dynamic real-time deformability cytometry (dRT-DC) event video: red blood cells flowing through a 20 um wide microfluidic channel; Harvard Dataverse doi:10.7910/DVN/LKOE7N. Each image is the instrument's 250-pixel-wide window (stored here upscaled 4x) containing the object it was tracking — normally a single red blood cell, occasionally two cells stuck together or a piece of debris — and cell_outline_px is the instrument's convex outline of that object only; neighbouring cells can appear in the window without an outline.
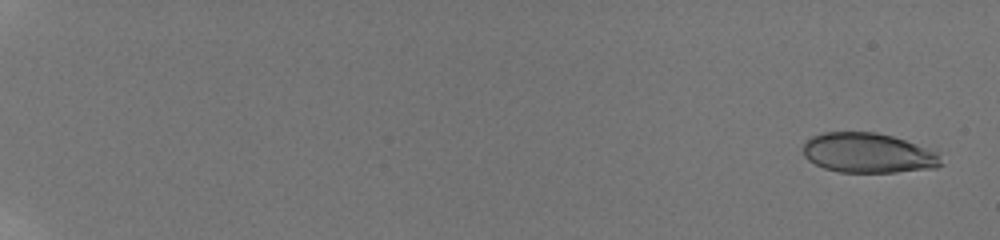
{"species": "human", "species_latin": "Homo sapiens", "temperature_condition": "room temperature", "stored_images_in_passage": 58, "camera_frame_rate_fps": 3000, "um_per_image_px": 0.085, "donor": {"sex": "male"}, "frame": {"image": 1, "passage_image": 3, "time_ms": 0.667, "image_size_px": [1000, 240], "cell_outline_px": [[940, 164], [920, 168], [892, 172], [840, 172], [824, 168], [816, 164], [804, 152], [804, 144], [808, 140], [816, 136], [828, 132], [872, 132], [892, 136], [904, 140], [936, 156]], "centroid_in_image_um": [73.63, 13.0], "position_along_channel_um": 11.4, "area_um2": 30.11}}
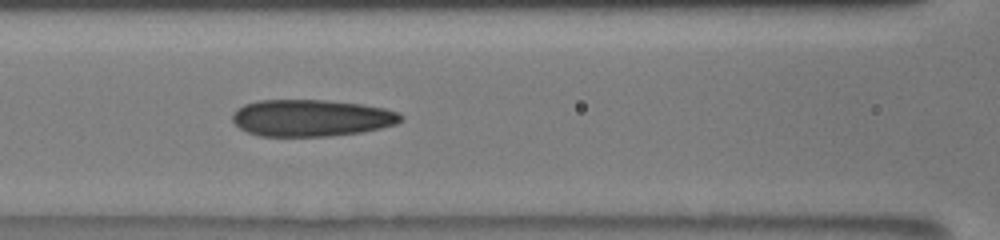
{"frame": {"image": 2, "passage_image": 31, "time_ms": 10.0, "image_size_px": [1000, 240], "cell_outline_px": [[400, 120], [396, 124], [380, 128], [360, 132], [324, 136], [264, 136], [248, 132], [240, 128], [232, 120], [232, 116], [244, 104], [260, 100], [320, 100], [360, 104], [384, 108], [396, 112], [400, 116]], "centroid_in_image_um": [26.44, 10.02], "position_along_channel_um": 140.2, "area_um2": 35.49}}
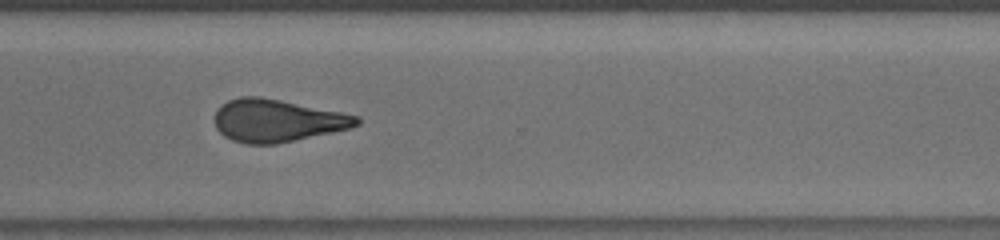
{"frame": {"image": 3, "passage_image": 47, "time_ms": 15.333, "image_size_px": [1000, 240], "cell_outline_px": [[360, 124], [352, 128], [276, 144], [248, 144], [232, 140], [224, 136], [216, 128], [216, 112], [228, 100], [244, 96], [256, 96], [280, 100], [360, 116]], "centroid_in_image_um": [23.58, 10.26], "position_along_channel_um": 347.0, "area_um2": 34.85}, "authors_computed_cell_mechanics": {"area_um2": 33.9575, "velocity_mm_per_s": 3.8848, "shape_relaxation_time_tau1_ms": 10.452, "shape_relaxation_time_tau2_ms": 2.5053, "deformation_change_tau1": 0.2503, "deformation_change_tau2": 0.1244}}